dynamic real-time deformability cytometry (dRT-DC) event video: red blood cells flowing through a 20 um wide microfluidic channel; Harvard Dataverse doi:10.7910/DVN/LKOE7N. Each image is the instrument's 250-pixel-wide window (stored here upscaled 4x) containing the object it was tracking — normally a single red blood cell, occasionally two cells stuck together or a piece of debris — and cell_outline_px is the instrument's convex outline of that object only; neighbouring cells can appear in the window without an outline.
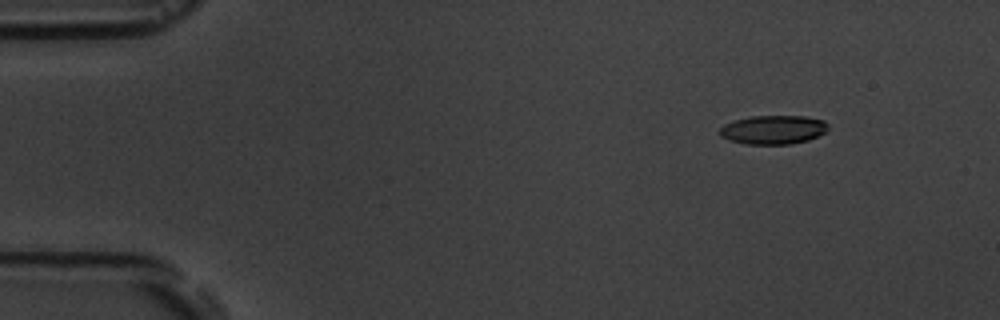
{"species": "common noctule bat (a hibernating species)", "species_latin": "Nyctalus noctula", "temperature_condition": "room temperature", "stored_images_in_passage": 4, "camera_frame_rate_fps": 3000, "um_per_image_px": 0.085, "animal": {"sex": "male", "body_mass_g": 19.5, "forearm_length_mm": 54.6}, "frame": {"image": 1, "passage_image": 1, "time_ms": 0.0, "image_size_px": [1000, 320], "cell_outline_px": [[828, 132], [808, 140], [788, 144], [744, 144], [728, 140], [720, 136], [720, 128], [724, 124], [736, 120], [752, 116], [804, 116], [824, 120], [828, 124]], "centroid_in_image_um": [65.75, 11.03], "position_along_channel_um": 19.3, "area_um2": 18.32}}